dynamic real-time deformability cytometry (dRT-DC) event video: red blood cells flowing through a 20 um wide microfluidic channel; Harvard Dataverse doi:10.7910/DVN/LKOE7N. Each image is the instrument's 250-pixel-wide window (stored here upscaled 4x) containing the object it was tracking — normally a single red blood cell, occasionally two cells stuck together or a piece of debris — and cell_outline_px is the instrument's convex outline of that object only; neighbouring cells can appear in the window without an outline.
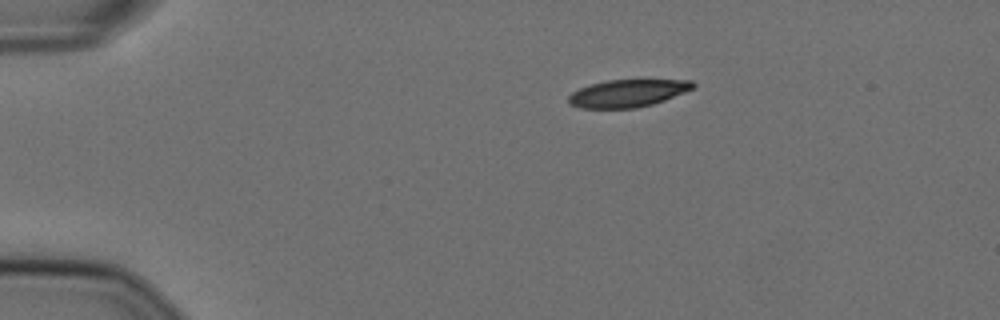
{"species": "Egyptian fruit bat (a non-hibernating species)", "species_latin": "Rousettus aegyptiacus", "temperature_condition": "cold", "stored_images_in_passage": 46, "camera_frame_rate_fps": 3000, "um_per_image_px": 0.085, "animal": {"sex": "female"}, "frame": {"image": 1, "passage_image": 1, "time_ms": 0.0, "image_size_px": [1000, 320], "cell_outline_px": [[696, 84], [692, 88], [684, 92], [664, 100], [652, 104], [636, 108], [580, 108], [568, 104], [568, 96], [572, 92], [588, 84], [608, 80], [692, 80]], "centroid_in_image_um": [53.3, 7.93], "position_along_channel_um": 31.7, "area_um2": 19.88}}
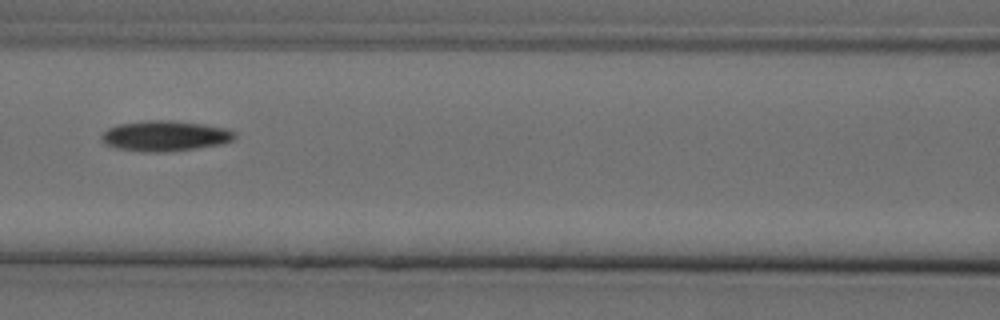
{"frame": {"image": 2, "passage_image": 16, "time_ms": 5.0, "image_size_px": [1000, 320], "cell_outline_px": [[236, 136], [232, 140], [220, 144], [196, 148], [160, 152], [148, 152], [120, 148], [104, 144], [100, 140], [100, 136], [108, 128], [120, 124], [144, 120], [172, 120], [204, 124], [228, 128], [236, 132]], "centroid_in_image_um": [14.04, 11.53], "position_along_channel_um": 152.6, "area_um2": 23.58}}
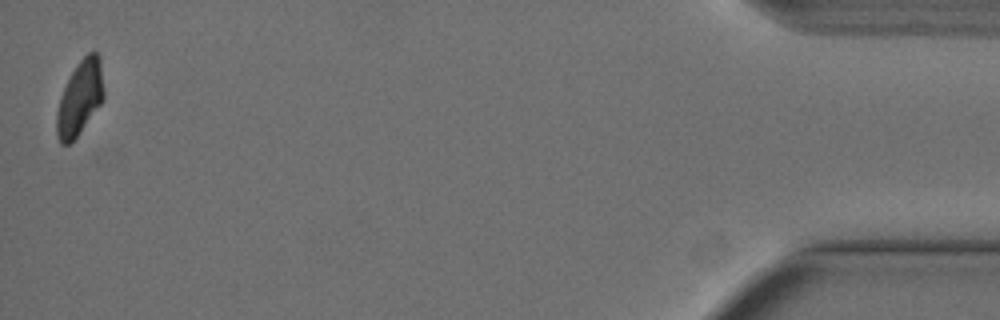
{"frame": {"image": 3, "passage_image": 46, "time_ms": 15.0, "image_size_px": [1000, 320], "cell_outline_px": [[104, 100], [76, 136], [68, 144], [60, 144], [56, 136], [56, 112], [60, 96], [72, 72], [80, 60], [88, 52], [96, 52], [100, 56], [104, 92]], "centroid_in_image_um": [6.78, 8.32], "position_along_channel_um": 428.4, "area_um2": 20.29}, "authors_computed_cell_mechanics": {"area_um2": 22.3108, "velocity_mm_per_s": 3.6065, "shape_relaxation_time_tau1_ms": 4.7103, "shape_relaxation_time_tau2_ms": null, "deformation_change_tau1": 0.1628, "deformation_change_tau2": null}}